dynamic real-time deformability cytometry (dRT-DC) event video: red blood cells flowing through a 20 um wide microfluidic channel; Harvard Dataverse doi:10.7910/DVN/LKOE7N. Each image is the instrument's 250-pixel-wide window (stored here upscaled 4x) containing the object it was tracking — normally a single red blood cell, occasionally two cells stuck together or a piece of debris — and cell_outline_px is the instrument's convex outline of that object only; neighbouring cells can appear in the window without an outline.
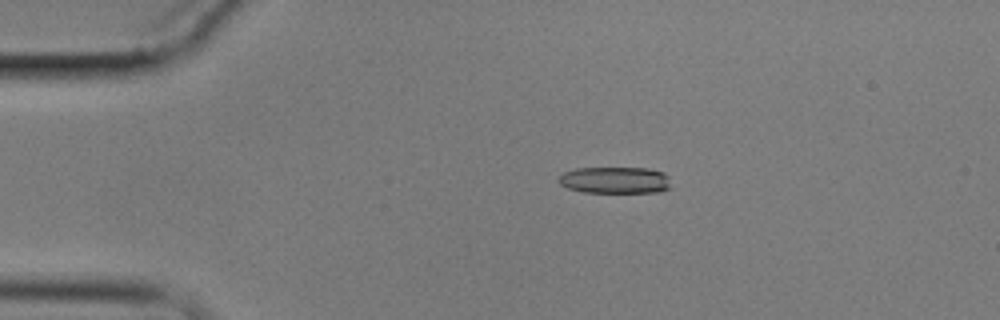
{"species": "common noctule bat (a hibernating species)", "species_latin": "Nyctalus noctula", "temperature_condition": "cold", "stored_images_in_passage": 10, "camera_frame_rate_fps": 3000, "um_per_image_px": 0.085, "animal": {"sex": "male", "body_mass_g": 17.9}, "frame": {"image": 1, "passage_image": 2, "time_ms": 1.333, "image_size_px": [1000, 320], "cell_outline_px": [[672, 188], [660, 192], [584, 192], [568, 188], [560, 184], [556, 180], [564, 172], [576, 168], [648, 168], [664, 172], [668, 176]], "centroid_in_image_um": [52.31, 15.31], "position_along_channel_um": 32.7, "area_um2": 17.63}}
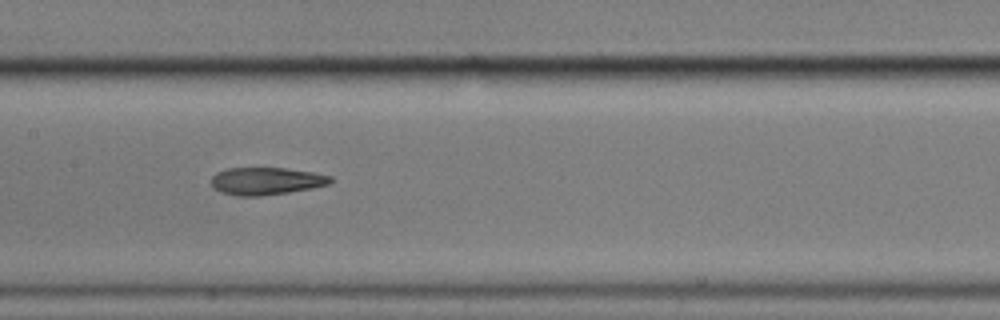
{"frame": {"image": 2, "passage_image": 7, "time_ms": 7.0, "image_size_px": [1000, 320], "cell_outline_px": [[332, 180], [328, 184], [312, 188], [288, 192], [260, 196], [236, 196], [220, 192], [212, 184], [212, 176], [216, 172], [228, 168], [284, 168], [312, 172], [332, 176]], "centroid_in_image_um": [22.61, 15.39], "position_along_channel_um": 184.8, "area_um2": 18.96}}
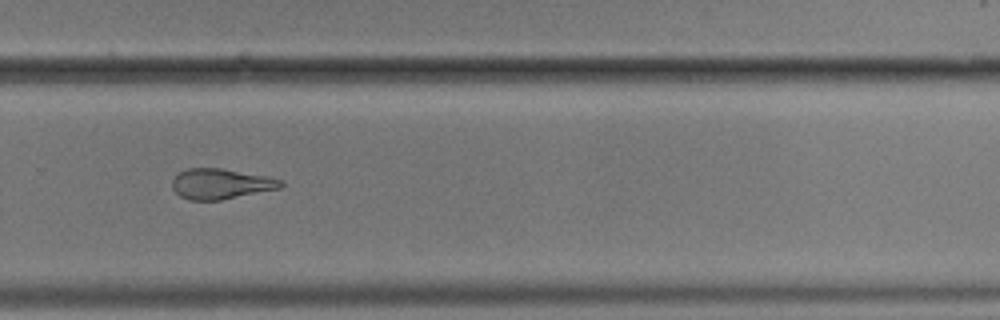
{"frame": {"image": 3, "passage_image": 10, "time_ms": 10.667, "image_size_px": [1000, 320], "cell_outline_px": [[284, 184], [280, 188], [220, 200], [188, 200], [180, 196], [172, 188], [172, 180], [180, 172], [188, 168], [220, 168], [268, 176], [284, 180]], "centroid_in_image_um": [18.78, 15.62], "position_along_channel_um": 311.0, "area_um2": 19.19}}